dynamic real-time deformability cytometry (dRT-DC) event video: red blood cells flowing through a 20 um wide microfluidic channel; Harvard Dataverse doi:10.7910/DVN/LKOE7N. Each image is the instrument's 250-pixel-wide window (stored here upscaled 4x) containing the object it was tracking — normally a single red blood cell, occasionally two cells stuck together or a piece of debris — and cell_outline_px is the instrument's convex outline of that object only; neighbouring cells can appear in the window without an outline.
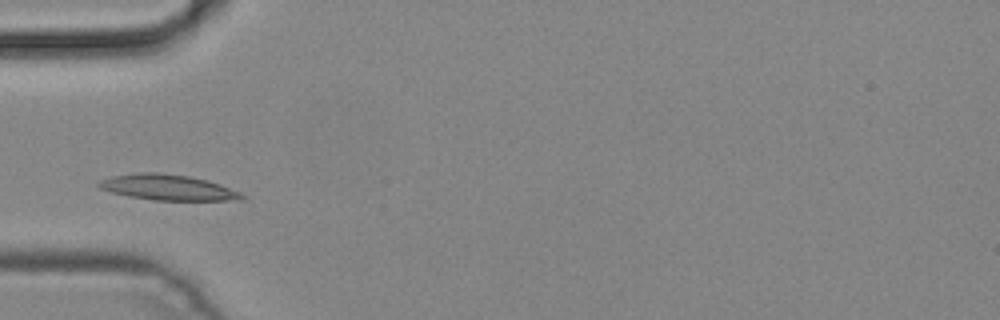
{"species": "common noctule bat (a hibernating species)", "species_latin": "Nyctalus noctula", "temperature_condition": "cold", "stored_images_in_passage": 2, "camera_frame_rate_fps": 3000, "um_per_image_px": 0.085, "animal": {"sex": "male", "body_mass_g": 19.2, "forearm_length_mm": 51.8}, "frame": {"image": 1, "passage_image": 2, "time_ms": 0.333, "image_size_px": [1000, 320], "cell_outline_px": [[248, 196], [244, 200], [152, 200], [128, 196], [112, 192], [100, 188], [96, 184], [100, 180], [112, 176], [140, 172], [160, 172], [188, 176], [208, 180], [220, 184], [240, 192]], "centroid_in_image_um": [14.3, 15.93], "position_along_channel_um": 70.7, "area_um2": 21.44}}